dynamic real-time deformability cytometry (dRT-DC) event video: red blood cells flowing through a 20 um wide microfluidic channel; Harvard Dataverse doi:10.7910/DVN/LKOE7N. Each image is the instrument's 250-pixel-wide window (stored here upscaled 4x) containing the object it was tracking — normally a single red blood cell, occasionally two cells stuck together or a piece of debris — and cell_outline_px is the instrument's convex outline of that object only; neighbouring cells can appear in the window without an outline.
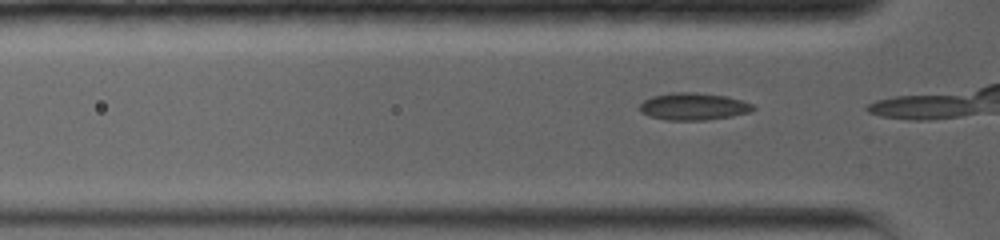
{"species": "common noctule bat (a hibernating species)", "species_latin": "Nyctalus noctula", "temperature_condition": "warm", "stored_images_in_passage": 4, "camera_frame_rate_fps": 5000, "um_per_image_px": 0.085, "animal": {"sex": "female", "body_mass_g": 19.0, "forearm_length_mm": 56.7}, "frame": {"image": 1, "passage_image": 3, "time_ms": 0.4, "image_size_px": [1000, 240], "cell_outline_px": [[756, 108], [748, 112], [732, 116], [704, 120], [668, 120], [652, 116], [640, 112], [640, 104], [644, 100], [652, 96], [672, 92], [692, 92], [724, 96], [740, 100], [752, 104]], "centroid_in_image_um": [58.92, 9.05], "position_along_channel_um": 66.9, "area_um2": 17.69}}